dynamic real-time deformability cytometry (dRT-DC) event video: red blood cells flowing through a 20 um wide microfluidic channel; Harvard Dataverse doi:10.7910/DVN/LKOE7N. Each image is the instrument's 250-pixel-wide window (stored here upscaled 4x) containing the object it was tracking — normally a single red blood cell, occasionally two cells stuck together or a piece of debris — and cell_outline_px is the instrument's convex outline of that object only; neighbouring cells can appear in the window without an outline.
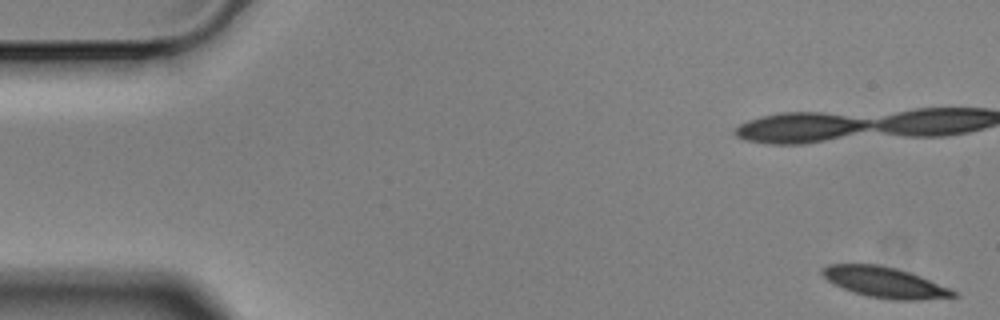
{"species": "Egyptian fruit bat (a non-hibernating species)", "species_latin": "Rousettus aegyptiacus", "temperature_condition": "cold", "stored_images_in_passage": 8, "segment_of_instrument_passage": [1, 2], "camera_frame_rate_fps": 3000, "um_per_image_px": 0.085, "animal": {"sex": "male"}, "frame": {"image": 1, "passage_image": 1, "time_ms": 0.0, "image_size_px": [1000, 320], "cell_outline_px": [[960, 296], [920, 300], [892, 300], [868, 296], [852, 292], [828, 280], [820, 272], [820, 268], [828, 264], [880, 264], [912, 272], [952, 288], [960, 292]], "centroid_in_image_um": [75.29, 24.0], "position_along_channel_um": 9.7, "area_um2": 23.81}}
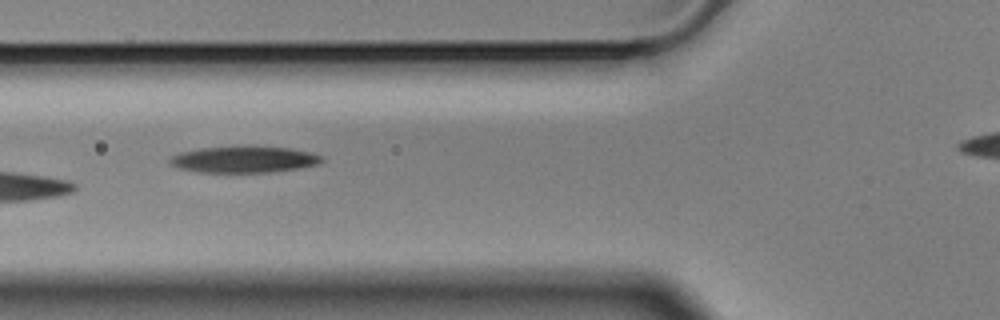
{"frame": {"image": 2, "passage_image": 6, "time_ms": 1.667, "image_size_px": [1000, 320], "cell_outline_px": [[324, 160], [320, 164], [296, 168], [268, 172], [200, 172], [180, 168], [168, 164], [168, 160], [172, 156], [180, 152], [200, 148], [252, 144], [288, 148], [312, 152], [324, 156]], "centroid_in_image_um": [20.76, 13.52], "position_along_channel_um": 105.0, "area_um2": 23.99}}